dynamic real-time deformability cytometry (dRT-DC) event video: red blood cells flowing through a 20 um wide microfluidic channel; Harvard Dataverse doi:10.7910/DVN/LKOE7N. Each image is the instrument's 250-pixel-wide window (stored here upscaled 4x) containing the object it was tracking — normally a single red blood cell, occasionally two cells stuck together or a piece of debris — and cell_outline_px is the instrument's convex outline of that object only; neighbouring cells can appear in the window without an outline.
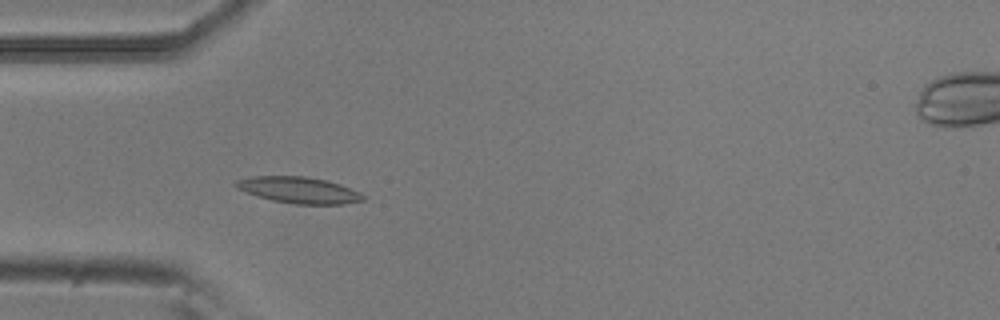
{"species": "common noctule bat (a hibernating species)", "species_latin": "Nyctalus noctula", "temperature_condition": "room temperature", "stored_images_in_passage": 54, "camera_frame_rate_fps": 3000, "um_per_image_px": 0.085, "animal": {"sex": "male", "body_mass_g": 20.5, "forearm_length_mm": 52.5}, "frame": {"image": 1, "passage_image": 16, "time_ms": 5.0, "image_size_px": [1000, 320], "cell_outline_px": [[368, 196], [364, 200], [344, 204], [296, 204], [272, 200], [236, 188], [232, 184], [236, 180], [252, 176], [304, 176], [324, 180], [340, 184], [360, 192]], "centroid_in_image_um": [25.43, 16.15], "position_along_channel_um": 59.6, "area_um2": 19.42}}
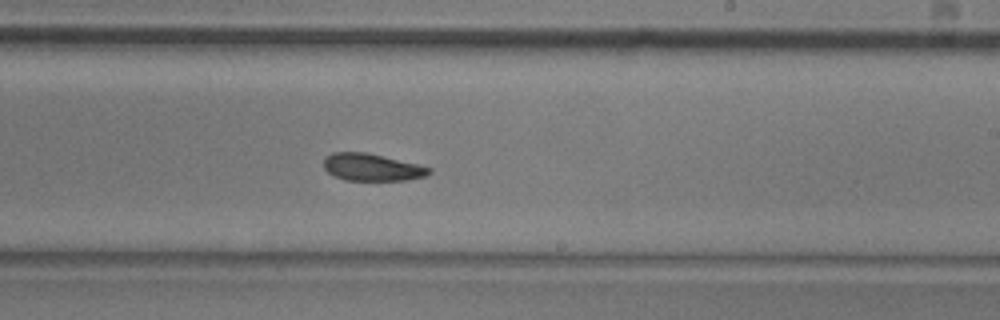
{"frame": {"image": 2, "passage_image": 32, "time_ms": 10.333, "image_size_px": [1000, 320], "cell_outline_px": [[432, 172], [424, 176], [408, 180], [344, 180], [328, 172], [324, 168], [324, 160], [332, 152], [364, 152], [416, 164], [432, 168]], "centroid_in_image_um": [31.61, 14.22], "position_along_channel_um": 257.4, "area_um2": 16.42}}
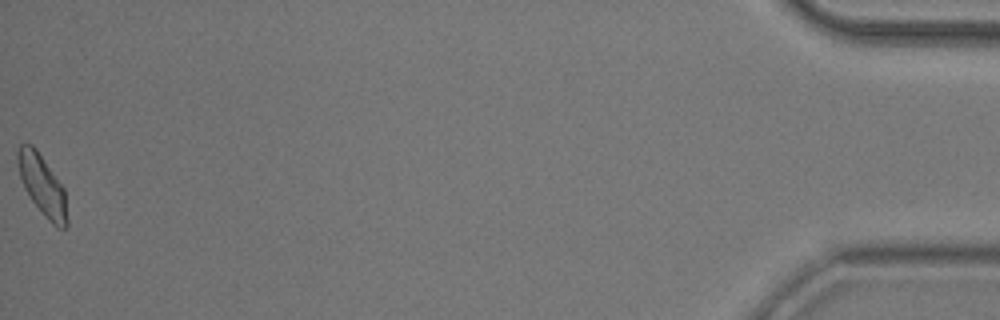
{"frame": {"image": 3, "passage_image": 54, "time_ms": 17.667, "image_size_px": [1000, 320], "cell_outline_px": [[68, 224], [64, 228], [56, 228], [44, 216], [32, 200], [24, 188], [20, 176], [16, 160], [16, 152], [20, 144], [32, 144], [36, 148], [64, 188], [68, 220]], "centroid_in_image_um": [3.59, 15.75], "position_along_channel_um": 431.6, "area_um2": 17.46}, "authors_computed_cell_mechanics": {"area_um2": 17.629, "velocity_mm_per_s": 3.7488, "shape_relaxation_time_tau1_ms": 5.1229, "shape_relaxation_time_tau2_ms": 4.5621, "deformation_change_tau1": 0.1309, "deformation_change_tau2": 0.0961}}